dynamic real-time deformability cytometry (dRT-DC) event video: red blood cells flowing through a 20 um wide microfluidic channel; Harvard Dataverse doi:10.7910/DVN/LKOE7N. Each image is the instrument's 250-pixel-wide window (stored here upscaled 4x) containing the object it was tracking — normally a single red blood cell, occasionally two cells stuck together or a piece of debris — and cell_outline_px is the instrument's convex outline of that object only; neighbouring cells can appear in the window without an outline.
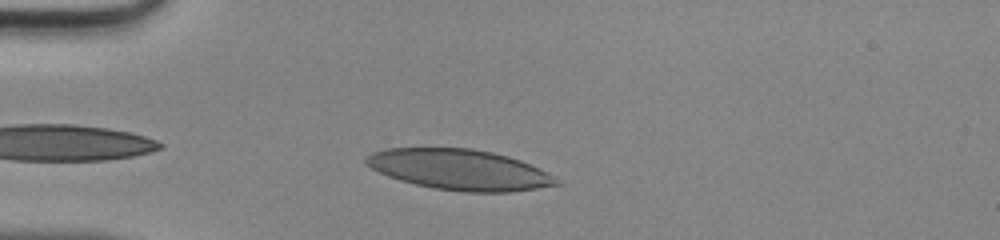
{"species": "human", "species_latin": "Homo sapiens", "temperature_condition": "room temperature", "stored_images_in_passage": 31, "camera_frame_rate_fps": 3000, "um_per_image_px": 0.085, "donor": {"sex": "male"}, "frame": {"image": 1, "passage_image": 3, "time_ms": 0.667, "image_size_px": [1000, 240], "cell_outline_px": [[564, 184], [508, 192], [464, 192], [432, 188], [400, 180], [388, 176], [364, 164], [364, 160], [372, 152], [388, 148], [472, 148], [492, 152], [508, 156], [520, 160], [540, 168], [548, 172], [560, 180]], "centroid_in_image_um": [39.09, 14.42], "position_along_channel_um": 45.9, "area_um2": 45.08}}
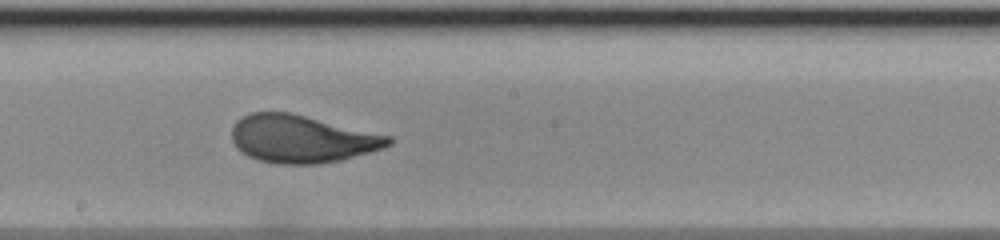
{"frame": {"image": 2, "passage_image": 17, "time_ms": 5.333, "image_size_px": [1000, 240], "cell_outline_px": [[392, 144], [384, 148], [340, 160], [316, 164], [276, 164], [260, 160], [248, 156], [236, 148], [232, 140], [232, 128], [236, 120], [252, 112], [288, 112], [392, 136]], "centroid_in_image_um": [25.64, 11.81], "position_along_channel_um": 222.6, "area_um2": 43.35}}
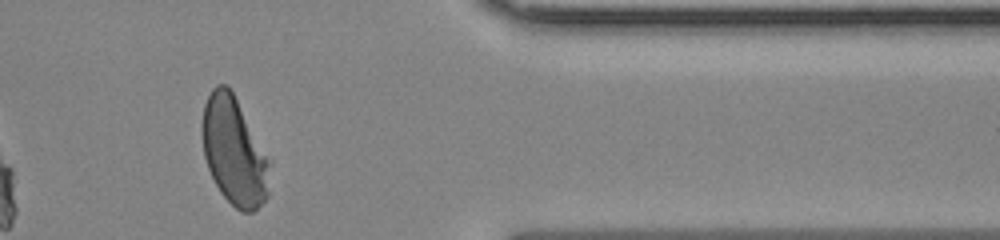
{"frame": {"image": 3, "passage_image": 30, "time_ms": 9.667, "image_size_px": [1000, 240], "cell_outline_px": [[272, 164], [268, 196], [252, 212], [240, 212], [220, 192], [208, 168], [204, 156], [200, 128], [204, 104], [212, 88], [216, 84], [228, 84], [272, 160]], "centroid_in_image_um": [19.92, 12.83], "position_along_channel_um": 391.5, "area_um2": 43.29}}